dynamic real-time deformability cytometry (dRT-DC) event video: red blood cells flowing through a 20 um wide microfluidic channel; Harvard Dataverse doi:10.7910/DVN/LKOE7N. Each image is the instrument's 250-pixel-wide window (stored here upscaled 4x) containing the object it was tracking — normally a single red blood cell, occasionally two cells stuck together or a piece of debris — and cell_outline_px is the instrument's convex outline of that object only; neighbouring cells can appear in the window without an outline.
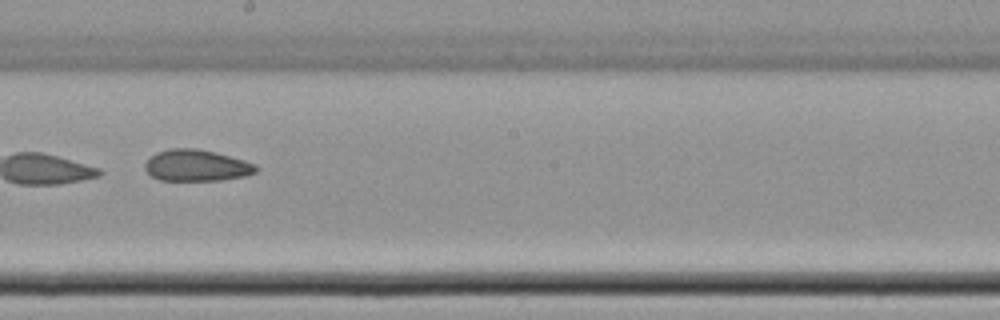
{"species": "common noctule bat (a hibernating species)", "species_latin": "Nyctalus noctula", "temperature_condition": "cold", "stored_images_in_passage": 41, "camera_frame_rate_fps": 3000, "um_per_image_px": 0.085, "animal": {"sex": "female", "body_mass_g": 22.7, "forearm_length_mm": 54.2}, "frame": {"image": 1, "passage_image": 18, "time_ms": 5.667, "image_size_px": [1000, 320], "cell_outline_px": [[260, 168], [256, 172], [244, 176], [220, 180], [160, 180], [152, 176], [144, 168], [144, 164], [156, 152], [168, 148], [200, 148], [216, 152], [244, 160], [256, 164]], "centroid_in_image_um": [16.72, 14.05], "position_along_channel_um": 231.5, "area_um2": 20.46}, "authors_computed_cell_mechanics": {"area_um2": 21.2126, "velocity_mm_per_s": 3.4883, "shape_relaxation_time_tau1_ms": 0.1197, "shape_relaxation_time_tau2_ms": 4.8683, "deformation_change_tau1": 0.2527, "deformation_change_tau2": 0.1085}}